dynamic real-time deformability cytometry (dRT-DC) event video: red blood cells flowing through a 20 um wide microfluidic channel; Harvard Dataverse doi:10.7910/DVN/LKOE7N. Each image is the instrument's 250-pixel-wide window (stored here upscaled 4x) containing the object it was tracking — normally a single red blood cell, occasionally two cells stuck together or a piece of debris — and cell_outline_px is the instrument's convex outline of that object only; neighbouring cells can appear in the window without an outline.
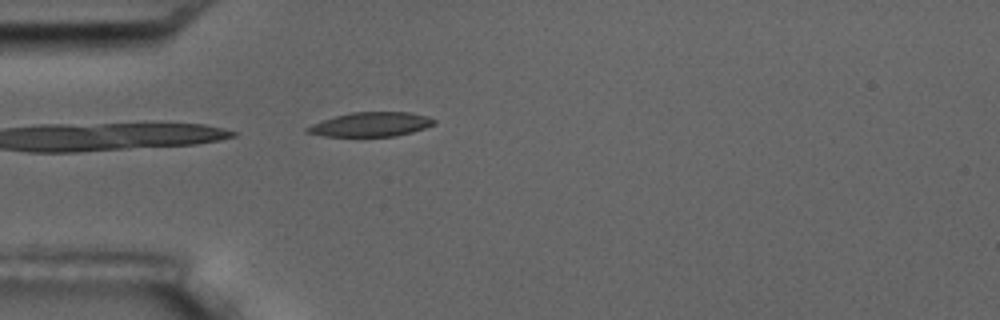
{"species": "common noctule bat (a hibernating species)", "species_latin": "Nyctalus noctula", "temperature_condition": "room temperature", "stored_images_in_passage": 5, "camera_frame_rate_fps": 3000, "um_per_image_px": 0.085, "animal": {"sex": "male", "body_mass_g": 17.5, "forearm_length_mm": 52.3}, "frame": {"image": 1, "passage_image": 5, "time_ms": 4.333, "image_size_px": [1000, 320], "cell_outline_px": [[436, 124], [412, 132], [396, 136], [324, 136], [304, 132], [304, 128], [312, 124], [336, 116], [352, 112], [408, 112], [428, 116], [436, 120]], "centroid_in_image_um": [31.54, 10.57], "position_along_channel_um": 53.5, "area_um2": 17.92}}